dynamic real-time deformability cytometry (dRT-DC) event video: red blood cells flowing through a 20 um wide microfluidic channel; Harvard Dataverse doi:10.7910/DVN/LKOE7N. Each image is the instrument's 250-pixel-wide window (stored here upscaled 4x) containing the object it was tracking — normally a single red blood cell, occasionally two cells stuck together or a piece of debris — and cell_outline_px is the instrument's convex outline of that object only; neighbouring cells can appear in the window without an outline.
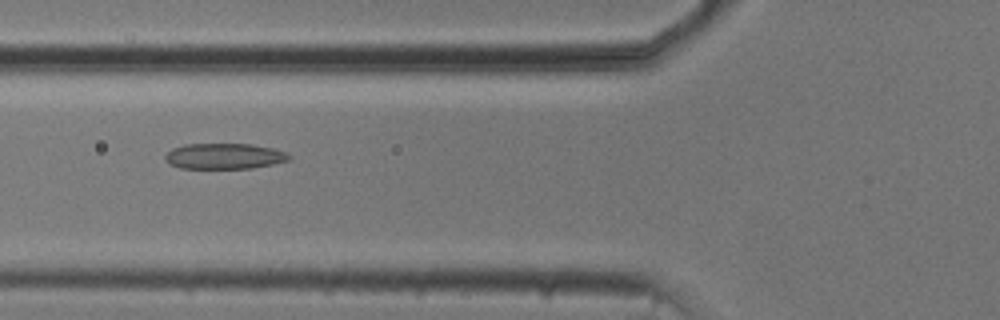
{"species": "common noctule bat (a hibernating species)", "species_latin": "Nyctalus noctula", "temperature_condition": "cold", "stored_images_in_passage": 50, "camera_frame_rate_fps": 3000, "um_per_image_px": 0.085, "animal": {"sex": "male", "body_mass_g": 20.5, "forearm_length_mm": 52.5}, "frame": {"image": 1, "passage_image": 17, "time_ms": 5.333, "image_size_px": [1000, 320], "cell_outline_px": [[292, 156], [288, 160], [272, 164], [252, 168], [180, 168], [164, 160], [164, 156], [172, 148], [184, 144], [252, 144], [272, 148], [288, 152]], "centroid_in_image_um": [19.07, 13.26], "position_along_channel_um": 106.7, "area_um2": 18.55}}
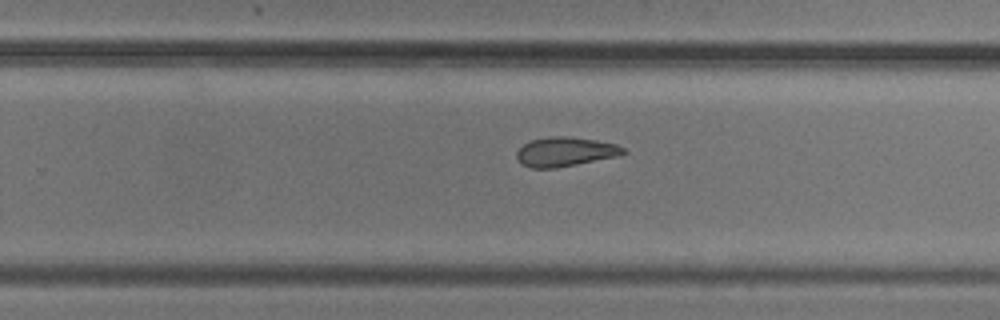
{"frame": {"image": 2, "passage_image": 31, "time_ms": 10.0, "image_size_px": [1000, 320], "cell_outline_px": [[628, 152], [616, 156], [556, 168], [532, 168], [520, 164], [516, 156], [516, 152], [524, 144], [532, 140], [548, 136], [568, 136], [596, 140], [616, 144], [624, 148]], "centroid_in_image_um": [48.02, 12.89], "position_along_channel_um": 281.8, "area_um2": 18.15}}
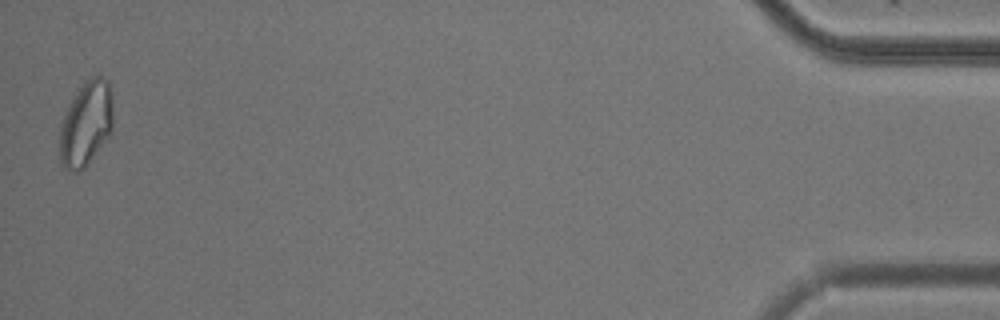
{"frame": {"image": 3, "passage_image": 50, "time_ms": 16.333, "image_size_px": [1000, 320], "cell_outline_px": [[112, 132], [88, 164], [80, 172], [72, 172], [64, 168], [60, 164], [60, 124], [68, 104], [72, 96], [84, 80], [92, 76], [104, 76], [108, 80], [112, 92]], "centroid_in_image_um": [7.31, 10.49], "position_along_channel_um": 427.9, "area_um2": 26.99}, "authors_computed_cell_mechanics": {"area_um2": 20.3456, "velocity_mm_per_s": 3.7429, "shape_relaxation_time_tau1_ms": 7.0249, "shape_relaxation_time_tau2_ms": 3.3294, "deformation_change_tau1": 0.1537, "deformation_change_tau2": 0.1073}}